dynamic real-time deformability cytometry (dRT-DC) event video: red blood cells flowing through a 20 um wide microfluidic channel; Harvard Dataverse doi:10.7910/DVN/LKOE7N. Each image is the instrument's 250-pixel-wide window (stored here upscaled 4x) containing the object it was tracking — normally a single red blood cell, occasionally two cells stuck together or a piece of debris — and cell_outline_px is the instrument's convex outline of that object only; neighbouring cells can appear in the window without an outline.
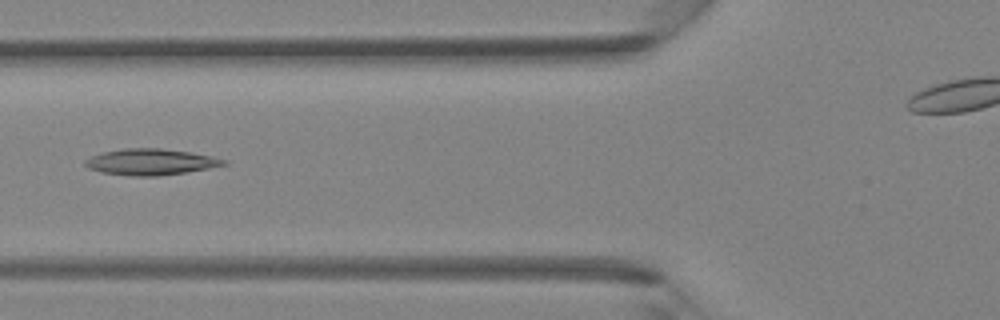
{"species": "Egyptian fruit bat (a non-hibernating species)", "species_latin": "Rousettus aegyptiacus", "temperature_condition": "room temperature", "stored_images_in_passage": 16, "camera_frame_rate_fps": 3000, "um_per_image_px": 0.085, "animal": {"sex": "female"}, "frame": {"image": 1, "passage_image": 6, "time_ms": 1.667, "image_size_px": [1000, 320], "cell_outline_px": [[228, 164], [208, 168], [160, 176], [132, 176], [100, 172], [88, 168], [84, 164], [84, 160], [92, 156], [104, 152], [124, 148], [160, 148], [188, 152], [212, 156], [228, 160]], "centroid_in_image_um": [12.8, 13.76], "position_along_channel_um": 113.0, "area_um2": 21.04}}
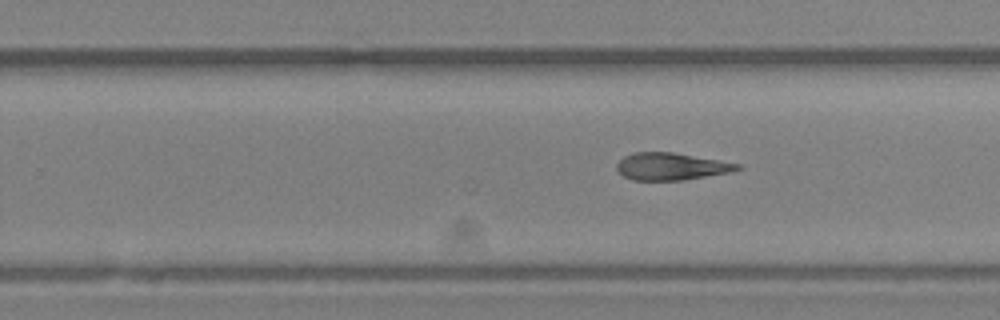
{"frame": {"image": 2, "passage_image": 16, "time_ms": 5.0, "image_size_px": [1000, 320], "cell_outline_px": [[740, 168], [728, 172], [684, 180], [632, 180], [624, 176], [616, 168], [616, 164], [624, 156], [632, 152], [672, 152], [740, 164]], "centroid_in_image_um": [56.98, 14.14], "position_along_channel_um": 272.8, "area_um2": 18.84}}